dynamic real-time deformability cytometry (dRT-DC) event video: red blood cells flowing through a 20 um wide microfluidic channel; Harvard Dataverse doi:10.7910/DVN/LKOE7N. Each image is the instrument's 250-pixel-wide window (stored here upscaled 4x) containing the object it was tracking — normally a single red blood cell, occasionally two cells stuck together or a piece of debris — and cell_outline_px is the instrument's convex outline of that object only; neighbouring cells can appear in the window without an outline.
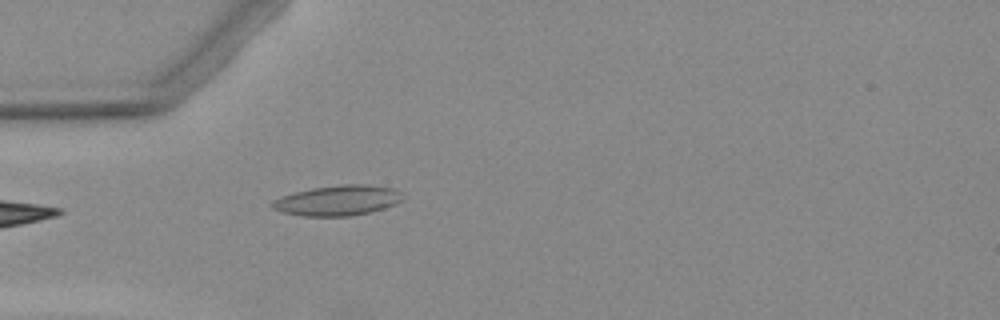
{"species": "Egyptian fruit bat (a non-hibernating species)", "species_latin": "Rousettus aegyptiacus", "temperature_condition": "warm", "stored_images_in_passage": 3, "camera_frame_rate_fps": 3000, "um_per_image_px": 0.085, "animal": {"sex": "female"}, "frame": {"image": 1, "passage_image": 2, "time_ms": 1.333, "image_size_px": [1000, 320], "cell_outline_px": [[400, 200], [396, 204], [384, 208], [368, 212], [348, 216], [304, 216], [284, 212], [272, 208], [272, 200], [280, 196], [312, 188], [340, 184], [368, 184], [396, 188], [400, 192]], "centroid_in_image_um": [28.7, 17.02], "position_along_channel_um": 56.3, "area_um2": 22.89}}